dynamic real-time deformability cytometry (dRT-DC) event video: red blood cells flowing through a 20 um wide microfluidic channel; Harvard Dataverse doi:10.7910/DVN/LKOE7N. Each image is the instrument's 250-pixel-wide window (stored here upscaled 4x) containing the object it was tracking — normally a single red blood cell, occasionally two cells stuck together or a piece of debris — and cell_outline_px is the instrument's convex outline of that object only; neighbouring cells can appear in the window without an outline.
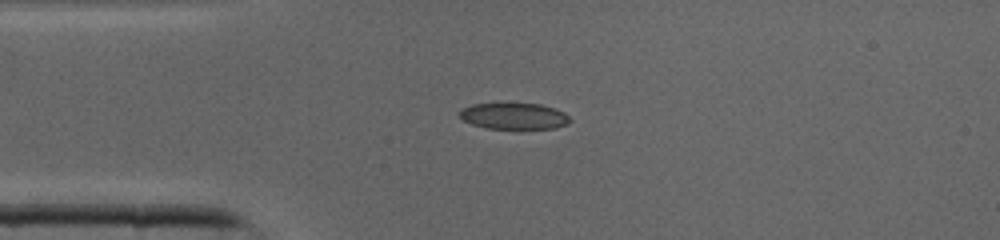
{"species": "common noctule bat (a hibernating species)", "species_latin": "Nyctalus noctula", "temperature_condition": "cold", "stored_images_in_passage": 33, "camera_frame_rate_fps": 3000, "um_per_image_px": 0.085, "animal": {"sex": "male", "body_mass_g": 19.0, "forearm_length_mm": 50.8}, "frame": {"image": 1, "passage_image": 1, "time_ms": 0.0, "image_size_px": [1000, 240], "cell_outline_px": [[572, 120], [568, 124], [556, 128], [488, 128], [472, 124], [464, 120], [460, 116], [460, 108], [472, 104], [540, 104], [556, 108], [564, 112]], "centroid_in_image_um": [43.72, 9.86], "position_along_channel_um": 41.3, "area_um2": 16.76}}
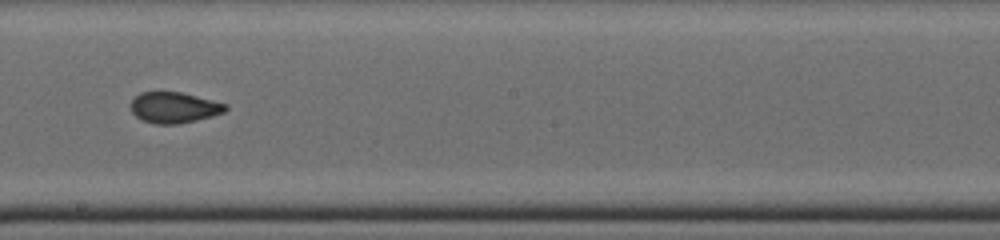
{"frame": {"image": 2, "passage_image": 14, "time_ms": 4.333, "image_size_px": [1000, 240], "cell_outline_px": [[228, 108], [224, 112], [212, 116], [196, 120], [176, 124], [156, 124], [144, 120], [136, 116], [132, 112], [132, 100], [140, 92], [180, 92], [228, 104]], "centroid_in_image_um": [14.82, 9.14], "position_along_channel_um": 233.4, "area_um2": 16.82}}
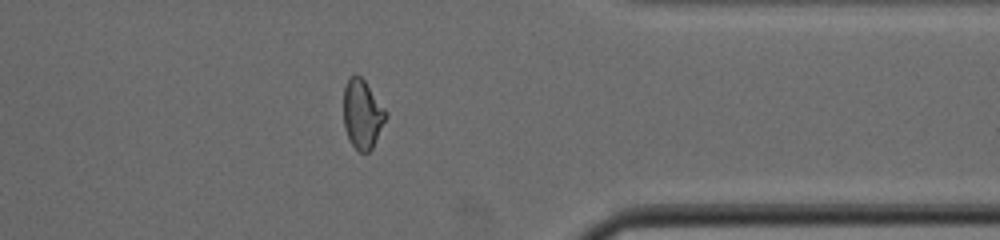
{"frame": {"image": 3, "passage_image": 24, "time_ms": 7.667, "image_size_px": [1000, 240], "cell_outline_px": [[388, 116], [372, 148], [368, 152], [360, 152], [352, 144], [344, 128], [344, 88], [348, 76], [360, 76], [364, 80], [388, 112]], "centroid_in_image_um": [30.81, 9.69], "position_along_channel_um": 380.6, "area_um2": 16.94}}